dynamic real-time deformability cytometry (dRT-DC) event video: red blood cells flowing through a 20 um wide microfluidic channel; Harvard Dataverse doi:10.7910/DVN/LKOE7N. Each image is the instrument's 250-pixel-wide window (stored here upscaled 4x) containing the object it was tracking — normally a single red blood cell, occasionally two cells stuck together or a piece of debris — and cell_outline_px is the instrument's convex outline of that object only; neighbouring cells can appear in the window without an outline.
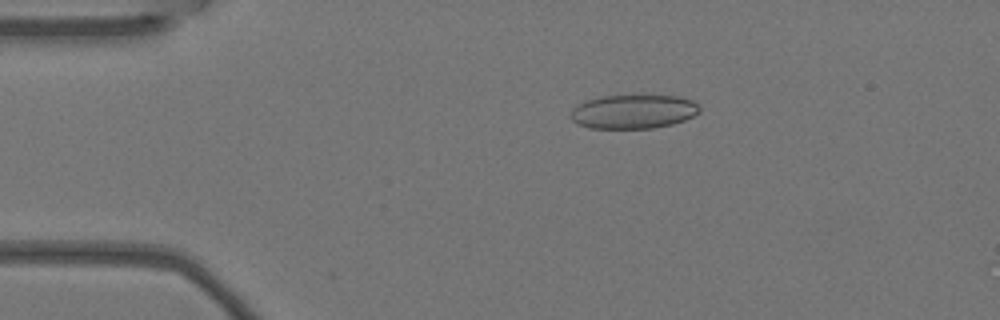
{"species": "Egyptian fruit bat (a non-hibernating species)", "species_latin": "Rousettus aegyptiacus", "temperature_condition": "warm", "stored_images_in_passage": 5, "camera_frame_rate_fps": 3000, "um_per_image_px": 0.085, "animal": {"sex": "female"}, "frame": {"image": 1, "passage_image": 5, "time_ms": 1.333, "image_size_px": [1000, 320], "cell_outline_px": [[700, 112], [684, 120], [672, 124], [652, 128], [588, 128], [572, 120], [568, 116], [572, 108], [576, 104], [600, 96], [680, 96], [692, 100], [700, 108]], "centroid_in_image_um": [53.8, 9.49], "position_along_channel_um": 31.2, "area_um2": 25.49}}